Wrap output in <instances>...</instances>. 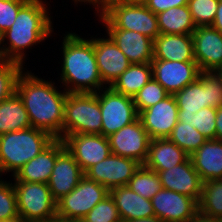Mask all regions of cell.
Returning <instances> with one entry per match:
<instances>
[{
	"label": "cell",
	"mask_w": 222,
	"mask_h": 222,
	"mask_svg": "<svg viewBox=\"0 0 222 222\" xmlns=\"http://www.w3.org/2000/svg\"><path fill=\"white\" fill-rule=\"evenodd\" d=\"M55 83L38 78L27 70L16 83V93L23 101L31 126L63 140L65 99L68 92L56 90Z\"/></svg>",
	"instance_id": "obj_1"
},
{
	"label": "cell",
	"mask_w": 222,
	"mask_h": 222,
	"mask_svg": "<svg viewBox=\"0 0 222 222\" xmlns=\"http://www.w3.org/2000/svg\"><path fill=\"white\" fill-rule=\"evenodd\" d=\"M63 64L61 81L68 93H96L103 85L96 57L93 38L84 39L75 33L63 37Z\"/></svg>",
	"instance_id": "obj_2"
},
{
	"label": "cell",
	"mask_w": 222,
	"mask_h": 222,
	"mask_svg": "<svg viewBox=\"0 0 222 222\" xmlns=\"http://www.w3.org/2000/svg\"><path fill=\"white\" fill-rule=\"evenodd\" d=\"M42 0H28L18 11L13 25L3 33L4 40L8 38L4 49V60L24 64L26 56L24 49L40 44L50 37L53 27L47 6Z\"/></svg>",
	"instance_id": "obj_3"
},
{
	"label": "cell",
	"mask_w": 222,
	"mask_h": 222,
	"mask_svg": "<svg viewBox=\"0 0 222 222\" xmlns=\"http://www.w3.org/2000/svg\"><path fill=\"white\" fill-rule=\"evenodd\" d=\"M55 139L50 133L34 127L0 135V173L11 171L14 176Z\"/></svg>",
	"instance_id": "obj_4"
},
{
	"label": "cell",
	"mask_w": 222,
	"mask_h": 222,
	"mask_svg": "<svg viewBox=\"0 0 222 222\" xmlns=\"http://www.w3.org/2000/svg\"><path fill=\"white\" fill-rule=\"evenodd\" d=\"M98 14L105 29H124L141 33L153 41L160 35L157 15L144 3L130 0L110 2Z\"/></svg>",
	"instance_id": "obj_5"
},
{
	"label": "cell",
	"mask_w": 222,
	"mask_h": 222,
	"mask_svg": "<svg viewBox=\"0 0 222 222\" xmlns=\"http://www.w3.org/2000/svg\"><path fill=\"white\" fill-rule=\"evenodd\" d=\"M102 114L96 93H68L65 99L63 140L73 134H101Z\"/></svg>",
	"instance_id": "obj_6"
},
{
	"label": "cell",
	"mask_w": 222,
	"mask_h": 222,
	"mask_svg": "<svg viewBox=\"0 0 222 222\" xmlns=\"http://www.w3.org/2000/svg\"><path fill=\"white\" fill-rule=\"evenodd\" d=\"M17 208L22 222H50L57 217L56 201L48 184L14 182Z\"/></svg>",
	"instance_id": "obj_7"
},
{
	"label": "cell",
	"mask_w": 222,
	"mask_h": 222,
	"mask_svg": "<svg viewBox=\"0 0 222 222\" xmlns=\"http://www.w3.org/2000/svg\"><path fill=\"white\" fill-rule=\"evenodd\" d=\"M174 97L178 114L192 115L205 107L218 108L222 106V84L212 72H201Z\"/></svg>",
	"instance_id": "obj_8"
},
{
	"label": "cell",
	"mask_w": 222,
	"mask_h": 222,
	"mask_svg": "<svg viewBox=\"0 0 222 222\" xmlns=\"http://www.w3.org/2000/svg\"><path fill=\"white\" fill-rule=\"evenodd\" d=\"M110 191L84 176L69 194L56 202L57 217L81 221Z\"/></svg>",
	"instance_id": "obj_9"
},
{
	"label": "cell",
	"mask_w": 222,
	"mask_h": 222,
	"mask_svg": "<svg viewBox=\"0 0 222 222\" xmlns=\"http://www.w3.org/2000/svg\"><path fill=\"white\" fill-rule=\"evenodd\" d=\"M98 101L102 114L101 135L105 137L134 122L139 116L133 98L118 93L111 87L105 86L98 91Z\"/></svg>",
	"instance_id": "obj_10"
},
{
	"label": "cell",
	"mask_w": 222,
	"mask_h": 222,
	"mask_svg": "<svg viewBox=\"0 0 222 222\" xmlns=\"http://www.w3.org/2000/svg\"><path fill=\"white\" fill-rule=\"evenodd\" d=\"M141 165L132 158L111 153L106 159L90 167L85 172V176L110 191L115 187L127 186Z\"/></svg>",
	"instance_id": "obj_11"
},
{
	"label": "cell",
	"mask_w": 222,
	"mask_h": 222,
	"mask_svg": "<svg viewBox=\"0 0 222 222\" xmlns=\"http://www.w3.org/2000/svg\"><path fill=\"white\" fill-rule=\"evenodd\" d=\"M107 138L112 154L145 163L151 138L139 117Z\"/></svg>",
	"instance_id": "obj_12"
},
{
	"label": "cell",
	"mask_w": 222,
	"mask_h": 222,
	"mask_svg": "<svg viewBox=\"0 0 222 222\" xmlns=\"http://www.w3.org/2000/svg\"><path fill=\"white\" fill-rule=\"evenodd\" d=\"M153 78L170 94L174 95L194 82L201 73L196 61H167L153 59Z\"/></svg>",
	"instance_id": "obj_13"
},
{
	"label": "cell",
	"mask_w": 222,
	"mask_h": 222,
	"mask_svg": "<svg viewBox=\"0 0 222 222\" xmlns=\"http://www.w3.org/2000/svg\"><path fill=\"white\" fill-rule=\"evenodd\" d=\"M63 141L84 173L112 153L108 138L101 134H73Z\"/></svg>",
	"instance_id": "obj_14"
},
{
	"label": "cell",
	"mask_w": 222,
	"mask_h": 222,
	"mask_svg": "<svg viewBox=\"0 0 222 222\" xmlns=\"http://www.w3.org/2000/svg\"><path fill=\"white\" fill-rule=\"evenodd\" d=\"M151 202L155 216L164 222H188L198 212V203L193 198L163 188Z\"/></svg>",
	"instance_id": "obj_15"
},
{
	"label": "cell",
	"mask_w": 222,
	"mask_h": 222,
	"mask_svg": "<svg viewBox=\"0 0 222 222\" xmlns=\"http://www.w3.org/2000/svg\"><path fill=\"white\" fill-rule=\"evenodd\" d=\"M178 106L174 95L139 113L143 127L151 139L168 138L178 122Z\"/></svg>",
	"instance_id": "obj_16"
},
{
	"label": "cell",
	"mask_w": 222,
	"mask_h": 222,
	"mask_svg": "<svg viewBox=\"0 0 222 222\" xmlns=\"http://www.w3.org/2000/svg\"><path fill=\"white\" fill-rule=\"evenodd\" d=\"M195 61L201 72L222 65V33L212 26H199L192 33Z\"/></svg>",
	"instance_id": "obj_17"
},
{
	"label": "cell",
	"mask_w": 222,
	"mask_h": 222,
	"mask_svg": "<svg viewBox=\"0 0 222 222\" xmlns=\"http://www.w3.org/2000/svg\"><path fill=\"white\" fill-rule=\"evenodd\" d=\"M93 45L102 82L110 87L131 63L110 36L94 37Z\"/></svg>",
	"instance_id": "obj_18"
},
{
	"label": "cell",
	"mask_w": 222,
	"mask_h": 222,
	"mask_svg": "<svg viewBox=\"0 0 222 222\" xmlns=\"http://www.w3.org/2000/svg\"><path fill=\"white\" fill-rule=\"evenodd\" d=\"M163 189L193 198L199 203L202 192V181L194 169L191 159L163 171H156Z\"/></svg>",
	"instance_id": "obj_19"
},
{
	"label": "cell",
	"mask_w": 222,
	"mask_h": 222,
	"mask_svg": "<svg viewBox=\"0 0 222 222\" xmlns=\"http://www.w3.org/2000/svg\"><path fill=\"white\" fill-rule=\"evenodd\" d=\"M85 173L75 161L74 156L65 148L56 159L48 187L52 198L57 202L78 185Z\"/></svg>",
	"instance_id": "obj_20"
},
{
	"label": "cell",
	"mask_w": 222,
	"mask_h": 222,
	"mask_svg": "<svg viewBox=\"0 0 222 222\" xmlns=\"http://www.w3.org/2000/svg\"><path fill=\"white\" fill-rule=\"evenodd\" d=\"M62 139H55L46 149L22 166L13 176L15 182H49L57 156L65 149Z\"/></svg>",
	"instance_id": "obj_21"
},
{
	"label": "cell",
	"mask_w": 222,
	"mask_h": 222,
	"mask_svg": "<svg viewBox=\"0 0 222 222\" xmlns=\"http://www.w3.org/2000/svg\"><path fill=\"white\" fill-rule=\"evenodd\" d=\"M108 36L126 55L131 64L151 63L153 60V40L131 30L107 29Z\"/></svg>",
	"instance_id": "obj_22"
},
{
	"label": "cell",
	"mask_w": 222,
	"mask_h": 222,
	"mask_svg": "<svg viewBox=\"0 0 222 222\" xmlns=\"http://www.w3.org/2000/svg\"><path fill=\"white\" fill-rule=\"evenodd\" d=\"M153 59L195 61L192 34H160L153 41Z\"/></svg>",
	"instance_id": "obj_23"
},
{
	"label": "cell",
	"mask_w": 222,
	"mask_h": 222,
	"mask_svg": "<svg viewBox=\"0 0 222 222\" xmlns=\"http://www.w3.org/2000/svg\"><path fill=\"white\" fill-rule=\"evenodd\" d=\"M190 159L202 182L222 179V141L206 140Z\"/></svg>",
	"instance_id": "obj_24"
},
{
	"label": "cell",
	"mask_w": 222,
	"mask_h": 222,
	"mask_svg": "<svg viewBox=\"0 0 222 222\" xmlns=\"http://www.w3.org/2000/svg\"><path fill=\"white\" fill-rule=\"evenodd\" d=\"M122 221L155 216L150 199L139 196L128 186L115 187L110 190Z\"/></svg>",
	"instance_id": "obj_25"
},
{
	"label": "cell",
	"mask_w": 222,
	"mask_h": 222,
	"mask_svg": "<svg viewBox=\"0 0 222 222\" xmlns=\"http://www.w3.org/2000/svg\"><path fill=\"white\" fill-rule=\"evenodd\" d=\"M190 156L168 138L151 139L148 156L143 164L148 169L163 171L186 162Z\"/></svg>",
	"instance_id": "obj_26"
},
{
	"label": "cell",
	"mask_w": 222,
	"mask_h": 222,
	"mask_svg": "<svg viewBox=\"0 0 222 222\" xmlns=\"http://www.w3.org/2000/svg\"><path fill=\"white\" fill-rule=\"evenodd\" d=\"M30 127L28 113L16 92L0 103V135Z\"/></svg>",
	"instance_id": "obj_27"
},
{
	"label": "cell",
	"mask_w": 222,
	"mask_h": 222,
	"mask_svg": "<svg viewBox=\"0 0 222 222\" xmlns=\"http://www.w3.org/2000/svg\"><path fill=\"white\" fill-rule=\"evenodd\" d=\"M152 77L151 63L131 64L110 87L118 93L134 98Z\"/></svg>",
	"instance_id": "obj_28"
},
{
	"label": "cell",
	"mask_w": 222,
	"mask_h": 222,
	"mask_svg": "<svg viewBox=\"0 0 222 222\" xmlns=\"http://www.w3.org/2000/svg\"><path fill=\"white\" fill-rule=\"evenodd\" d=\"M156 15L160 34H192L196 29L188 5L173 7Z\"/></svg>",
	"instance_id": "obj_29"
},
{
	"label": "cell",
	"mask_w": 222,
	"mask_h": 222,
	"mask_svg": "<svg viewBox=\"0 0 222 222\" xmlns=\"http://www.w3.org/2000/svg\"><path fill=\"white\" fill-rule=\"evenodd\" d=\"M198 211L209 217L222 218V179L202 183Z\"/></svg>",
	"instance_id": "obj_30"
},
{
	"label": "cell",
	"mask_w": 222,
	"mask_h": 222,
	"mask_svg": "<svg viewBox=\"0 0 222 222\" xmlns=\"http://www.w3.org/2000/svg\"><path fill=\"white\" fill-rule=\"evenodd\" d=\"M168 139L191 156L207 139L193 125L178 121Z\"/></svg>",
	"instance_id": "obj_31"
},
{
	"label": "cell",
	"mask_w": 222,
	"mask_h": 222,
	"mask_svg": "<svg viewBox=\"0 0 222 222\" xmlns=\"http://www.w3.org/2000/svg\"><path fill=\"white\" fill-rule=\"evenodd\" d=\"M131 190L139 196L152 199L154 195L162 189L159 176L156 171L148 169L144 165L136 171L127 185Z\"/></svg>",
	"instance_id": "obj_32"
},
{
	"label": "cell",
	"mask_w": 222,
	"mask_h": 222,
	"mask_svg": "<svg viewBox=\"0 0 222 222\" xmlns=\"http://www.w3.org/2000/svg\"><path fill=\"white\" fill-rule=\"evenodd\" d=\"M216 109L205 107L192 115L178 114V121L193 125L207 140H215Z\"/></svg>",
	"instance_id": "obj_33"
},
{
	"label": "cell",
	"mask_w": 222,
	"mask_h": 222,
	"mask_svg": "<svg viewBox=\"0 0 222 222\" xmlns=\"http://www.w3.org/2000/svg\"><path fill=\"white\" fill-rule=\"evenodd\" d=\"M21 63L0 61V103L16 92V83L19 75L24 71Z\"/></svg>",
	"instance_id": "obj_34"
},
{
	"label": "cell",
	"mask_w": 222,
	"mask_h": 222,
	"mask_svg": "<svg viewBox=\"0 0 222 222\" xmlns=\"http://www.w3.org/2000/svg\"><path fill=\"white\" fill-rule=\"evenodd\" d=\"M170 94L152 77L134 96L137 113L154 106Z\"/></svg>",
	"instance_id": "obj_35"
},
{
	"label": "cell",
	"mask_w": 222,
	"mask_h": 222,
	"mask_svg": "<svg viewBox=\"0 0 222 222\" xmlns=\"http://www.w3.org/2000/svg\"><path fill=\"white\" fill-rule=\"evenodd\" d=\"M219 0H189L188 8L196 27L211 26L218 9Z\"/></svg>",
	"instance_id": "obj_36"
},
{
	"label": "cell",
	"mask_w": 222,
	"mask_h": 222,
	"mask_svg": "<svg viewBox=\"0 0 222 222\" xmlns=\"http://www.w3.org/2000/svg\"><path fill=\"white\" fill-rule=\"evenodd\" d=\"M9 220H20L16 192L12 182L0 180V221Z\"/></svg>",
	"instance_id": "obj_37"
},
{
	"label": "cell",
	"mask_w": 222,
	"mask_h": 222,
	"mask_svg": "<svg viewBox=\"0 0 222 222\" xmlns=\"http://www.w3.org/2000/svg\"><path fill=\"white\" fill-rule=\"evenodd\" d=\"M120 220L115 201L109 194L95 205L81 222H117Z\"/></svg>",
	"instance_id": "obj_38"
},
{
	"label": "cell",
	"mask_w": 222,
	"mask_h": 222,
	"mask_svg": "<svg viewBox=\"0 0 222 222\" xmlns=\"http://www.w3.org/2000/svg\"><path fill=\"white\" fill-rule=\"evenodd\" d=\"M28 0H0V30L6 32L14 23L19 9Z\"/></svg>",
	"instance_id": "obj_39"
},
{
	"label": "cell",
	"mask_w": 222,
	"mask_h": 222,
	"mask_svg": "<svg viewBox=\"0 0 222 222\" xmlns=\"http://www.w3.org/2000/svg\"><path fill=\"white\" fill-rule=\"evenodd\" d=\"M189 0H145L144 5L155 14L167 9L188 5Z\"/></svg>",
	"instance_id": "obj_40"
},
{
	"label": "cell",
	"mask_w": 222,
	"mask_h": 222,
	"mask_svg": "<svg viewBox=\"0 0 222 222\" xmlns=\"http://www.w3.org/2000/svg\"><path fill=\"white\" fill-rule=\"evenodd\" d=\"M216 132H215V140L222 141V106L216 109Z\"/></svg>",
	"instance_id": "obj_41"
},
{
	"label": "cell",
	"mask_w": 222,
	"mask_h": 222,
	"mask_svg": "<svg viewBox=\"0 0 222 222\" xmlns=\"http://www.w3.org/2000/svg\"><path fill=\"white\" fill-rule=\"evenodd\" d=\"M188 222H222V218L209 217L198 211Z\"/></svg>",
	"instance_id": "obj_42"
},
{
	"label": "cell",
	"mask_w": 222,
	"mask_h": 222,
	"mask_svg": "<svg viewBox=\"0 0 222 222\" xmlns=\"http://www.w3.org/2000/svg\"><path fill=\"white\" fill-rule=\"evenodd\" d=\"M211 26L222 33V0H219L216 16Z\"/></svg>",
	"instance_id": "obj_43"
},
{
	"label": "cell",
	"mask_w": 222,
	"mask_h": 222,
	"mask_svg": "<svg viewBox=\"0 0 222 222\" xmlns=\"http://www.w3.org/2000/svg\"><path fill=\"white\" fill-rule=\"evenodd\" d=\"M118 0H86L85 4L89 3L92 4L96 8L97 14L105 7L107 6L110 2H114Z\"/></svg>",
	"instance_id": "obj_44"
},
{
	"label": "cell",
	"mask_w": 222,
	"mask_h": 222,
	"mask_svg": "<svg viewBox=\"0 0 222 222\" xmlns=\"http://www.w3.org/2000/svg\"><path fill=\"white\" fill-rule=\"evenodd\" d=\"M125 222H164L163 220H161L159 217L157 216H152V217H148V218H141V219H135V220H128Z\"/></svg>",
	"instance_id": "obj_45"
},
{
	"label": "cell",
	"mask_w": 222,
	"mask_h": 222,
	"mask_svg": "<svg viewBox=\"0 0 222 222\" xmlns=\"http://www.w3.org/2000/svg\"><path fill=\"white\" fill-rule=\"evenodd\" d=\"M212 73L215 75V77L221 82L222 84V65L215 68Z\"/></svg>",
	"instance_id": "obj_46"
},
{
	"label": "cell",
	"mask_w": 222,
	"mask_h": 222,
	"mask_svg": "<svg viewBox=\"0 0 222 222\" xmlns=\"http://www.w3.org/2000/svg\"><path fill=\"white\" fill-rule=\"evenodd\" d=\"M5 41H4V38H3V32L0 30V46L2 45V43H3V45L5 44L6 45V43H4ZM3 45L0 47V61H2V60H4V49H3Z\"/></svg>",
	"instance_id": "obj_47"
},
{
	"label": "cell",
	"mask_w": 222,
	"mask_h": 222,
	"mask_svg": "<svg viewBox=\"0 0 222 222\" xmlns=\"http://www.w3.org/2000/svg\"><path fill=\"white\" fill-rule=\"evenodd\" d=\"M50 222H81V221H77V220H65V219H61L59 217H56L55 219H52Z\"/></svg>",
	"instance_id": "obj_48"
},
{
	"label": "cell",
	"mask_w": 222,
	"mask_h": 222,
	"mask_svg": "<svg viewBox=\"0 0 222 222\" xmlns=\"http://www.w3.org/2000/svg\"><path fill=\"white\" fill-rule=\"evenodd\" d=\"M0 222H22L21 220H9V221H0Z\"/></svg>",
	"instance_id": "obj_49"
},
{
	"label": "cell",
	"mask_w": 222,
	"mask_h": 222,
	"mask_svg": "<svg viewBox=\"0 0 222 222\" xmlns=\"http://www.w3.org/2000/svg\"><path fill=\"white\" fill-rule=\"evenodd\" d=\"M73 1H74V3H78V2H81V3L84 2L85 3L86 0H73Z\"/></svg>",
	"instance_id": "obj_50"
},
{
	"label": "cell",
	"mask_w": 222,
	"mask_h": 222,
	"mask_svg": "<svg viewBox=\"0 0 222 222\" xmlns=\"http://www.w3.org/2000/svg\"><path fill=\"white\" fill-rule=\"evenodd\" d=\"M130 1L143 3L145 0H130Z\"/></svg>",
	"instance_id": "obj_51"
}]
</instances>
